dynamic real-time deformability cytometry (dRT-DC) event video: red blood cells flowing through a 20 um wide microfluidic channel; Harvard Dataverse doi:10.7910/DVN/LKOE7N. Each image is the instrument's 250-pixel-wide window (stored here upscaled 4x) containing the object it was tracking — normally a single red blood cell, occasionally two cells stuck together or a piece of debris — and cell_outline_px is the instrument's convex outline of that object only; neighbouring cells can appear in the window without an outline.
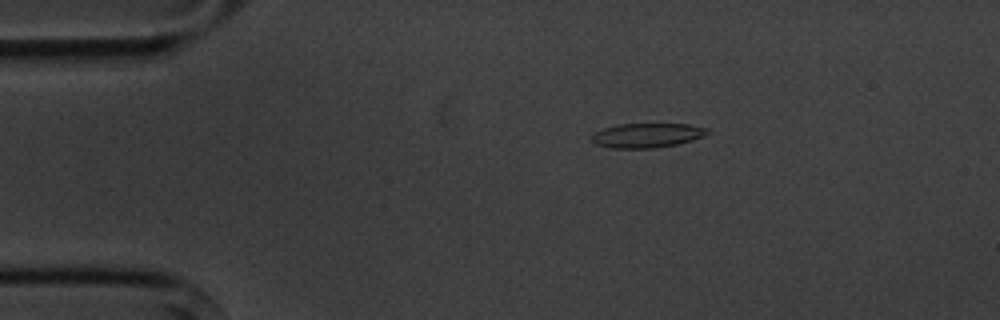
{"species": "common noctule bat (a hibernating species)", "species_latin": "Nyctalus noctula", "temperature_condition": "cold", "stored_images_in_passage": 7, "camera_frame_rate_fps": 3000, "um_per_image_px": 0.085, "animal": {"sex": "male", "body_mass_g": 20.1, "forearm_length_mm": 53.5}, "frame": {"image": 1, "passage_image": 2, "time_ms": 1.0, "image_size_px": [1000, 320], "cell_outline_px": [[708, 132], [704, 136], [692, 140], [676, 144], [652, 148], [612, 148], [596, 144], [592, 140], [592, 136], [596, 132], [604, 128], [616, 124], [688, 124], [708, 128]], "centroid_in_image_um": [55.0, 11.5], "position_along_channel_um": 30.0, "area_um2": 16.3}}
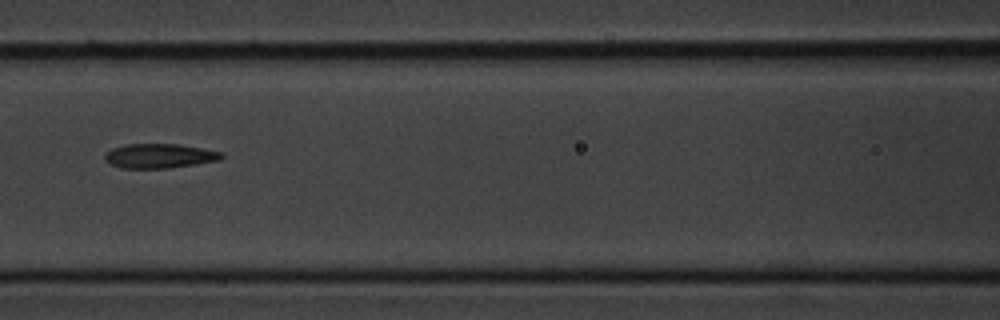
{"frame": {"image": 2, "passage_image": 6, "time_ms": 5.667, "image_size_px": [1000, 320], "cell_outline_px": [[224, 156], [220, 160], [196, 164], [168, 168], [120, 168], [104, 160], [104, 156], [112, 148], [124, 144], [180, 144], [220, 152]], "centroid_in_image_um": [13.53, 13.25], "position_along_channel_um": 153.1, "area_um2": 16.53}}
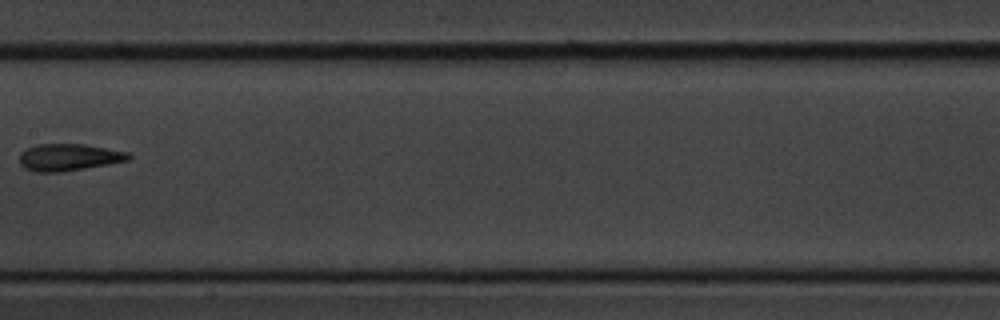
{"frame": {"image": 3, "passage_image": 7, "time_ms": 7.0, "image_size_px": [1000, 320], "cell_outline_px": [[132, 156], [128, 160], [108, 164], [64, 172], [36, 172], [24, 168], [20, 164], [20, 152], [36, 144], [84, 144], [128, 152]], "centroid_in_image_um": [5.83, 13.37], "position_along_channel_um": 201.6, "area_um2": 17.17}}